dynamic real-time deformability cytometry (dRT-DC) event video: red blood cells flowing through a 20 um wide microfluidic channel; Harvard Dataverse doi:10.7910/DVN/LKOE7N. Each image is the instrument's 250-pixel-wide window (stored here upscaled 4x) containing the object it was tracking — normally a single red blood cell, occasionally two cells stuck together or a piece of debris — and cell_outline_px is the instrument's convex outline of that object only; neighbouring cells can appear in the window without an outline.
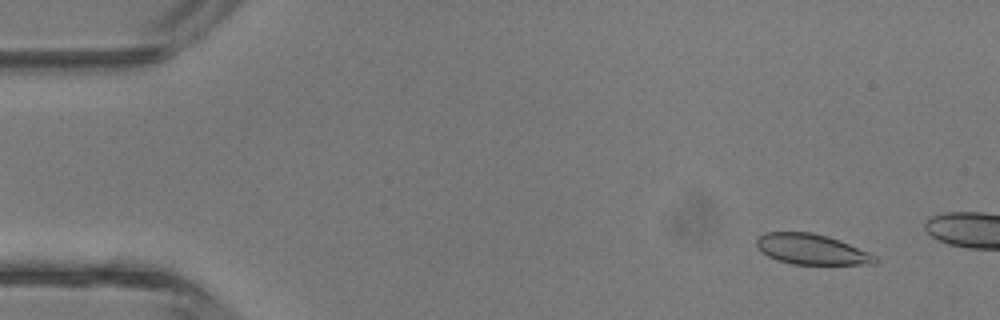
{"species": "common noctule bat (a hibernating species)", "species_latin": "Nyctalus noctula", "temperature_condition": "room temperature", "stored_images_in_passage": 10, "camera_frame_rate_fps": 3000, "um_per_image_px": 0.085, "animal": {"sex": "male", "body_mass_g": 13.3}, "frame": {"image": 1, "passage_image": 4, "time_ms": 1.0, "image_size_px": [1000, 320], "cell_outline_px": [[880, 260], [876, 264], [792, 264], [776, 260], [768, 256], [756, 244], [756, 240], [764, 232], [812, 232], [828, 236], [868, 252], [876, 256]], "centroid_in_image_um": [69.0, 21.19], "position_along_channel_um": 16.0, "area_um2": 20.87}}